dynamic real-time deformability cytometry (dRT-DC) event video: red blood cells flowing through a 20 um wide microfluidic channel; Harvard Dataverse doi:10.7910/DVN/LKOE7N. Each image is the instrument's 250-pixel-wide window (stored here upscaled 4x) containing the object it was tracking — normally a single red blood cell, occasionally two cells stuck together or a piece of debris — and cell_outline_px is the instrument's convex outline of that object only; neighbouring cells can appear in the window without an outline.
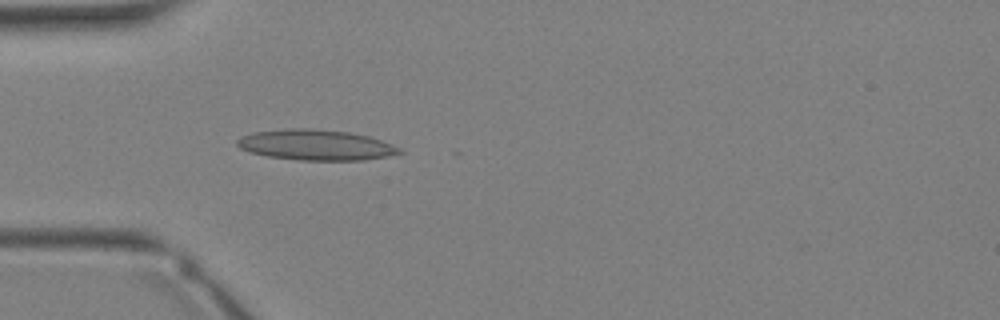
{"species": "Egyptian fruit bat (a non-hibernating species)", "species_latin": "Rousettus aegyptiacus", "temperature_condition": "warm", "stored_images_in_passage": 27, "camera_frame_rate_fps": 3000, "um_per_image_px": 0.085, "animal": {"sex": "female"}, "frame": {"image": 1, "passage_image": 3, "time_ms": 0.667, "image_size_px": [1000, 320], "cell_outline_px": [[404, 152], [388, 156], [364, 160], [300, 160], [268, 156], [248, 152], [240, 148], [236, 144], [236, 140], [240, 136], [252, 132], [288, 128], [312, 128], [348, 132], [368, 136], [392, 144], [400, 148]], "centroid_in_image_um": [26.81, 12.31], "position_along_channel_um": 58.2, "area_um2": 29.02}}
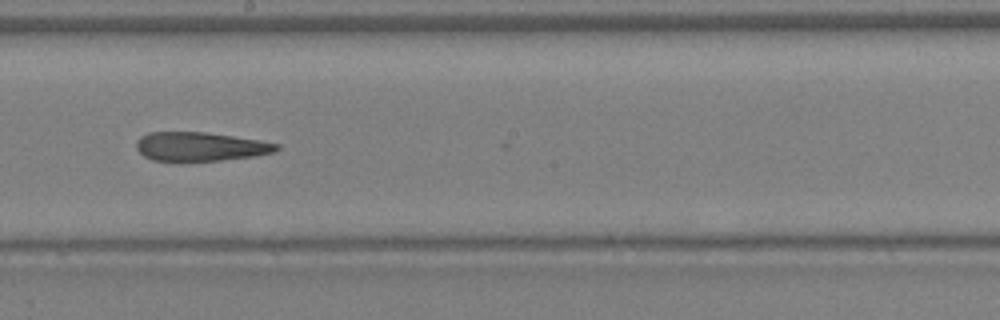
{"frame": {"image": 2, "passage_image": 12, "time_ms": 3.667, "image_size_px": [1000, 320], "cell_outline_px": [[280, 148], [272, 152], [252, 156], [220, 160], [152, 160], [144, 156], [136, 148], [136, 140], [140, 136], [148, 132], [204, 132], [260, 140], [280, 144]], "centroid_in_image_um": [16.99, 12.44], "position_along_channel_um": 231.2, "area_um2": 23.29}}
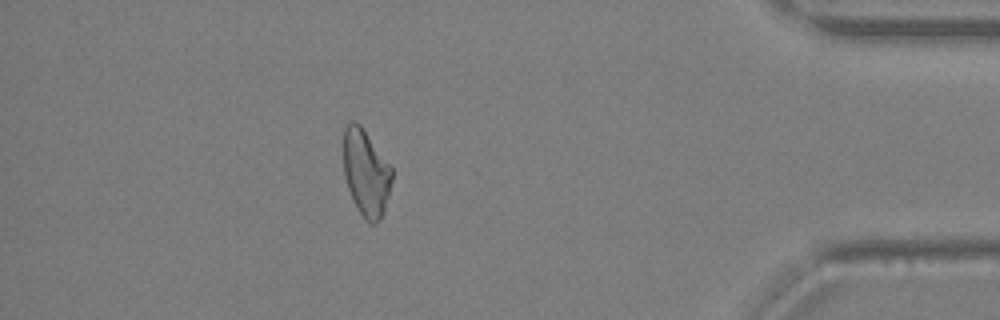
{"frame": {"image": 3, "passage_image": 23, "time_ms": 7.333, "image_size_px": [1000, 320], "cell_outline_px": [[392, 180], [384, 212], [380, 220], [376, 224], [372, 224], [364, 220], [348, 188], [344, 176], [344, 128], [352, 120], [360, 124], [392, 168]], "centroid_in_image_um": [31.11, 14.71], "position_along_channel_um": 404.1, "area_um2": 24.16}}